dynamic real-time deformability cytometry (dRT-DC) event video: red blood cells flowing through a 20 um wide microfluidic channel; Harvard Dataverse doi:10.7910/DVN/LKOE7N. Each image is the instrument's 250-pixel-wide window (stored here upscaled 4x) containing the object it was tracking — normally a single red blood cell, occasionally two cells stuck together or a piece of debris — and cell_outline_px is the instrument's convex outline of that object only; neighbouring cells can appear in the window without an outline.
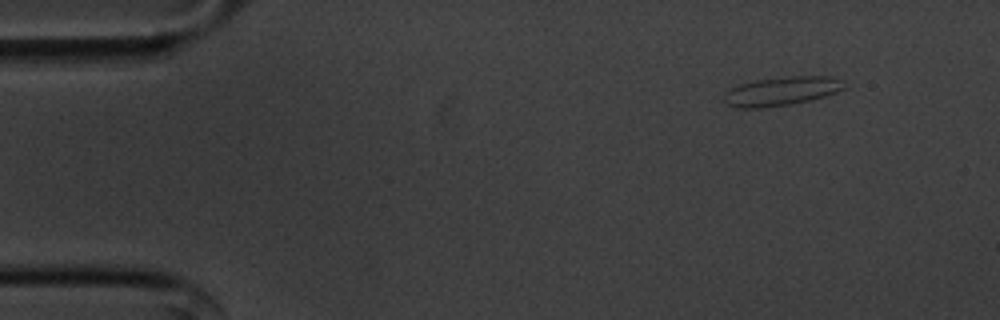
{"species": "common noctule bat (a hibernating species)", "species_latin": "Nyctalus noctula", "temperature_condition": "cold", "stored_images_in_passage": 50, "camera_frame_rate_fps": 3000, "um_per_image_px": 0.085, "animal": {"sex": "male", "body_mass_g": 20.1, "forearm_length_mm": 53.5}, "frame": {"image": 1, "passage_image": 1, "time_ms": 0.0, "image_size_px": [1000, 320], "cell_outline_px": [[844, 88], [836, 92], [824, 96], [808, 100], [788, 104], [764, 108], [740, 108], [728, 104], [724, 100], [724, 92], [740, 84], [756, 80], [788, 76], [832, 76], [844, 80]], "centroid_in_image_um": [66.44, 7.74], "position_along_channel_um": 18.6, "area_um2": 20.06}}
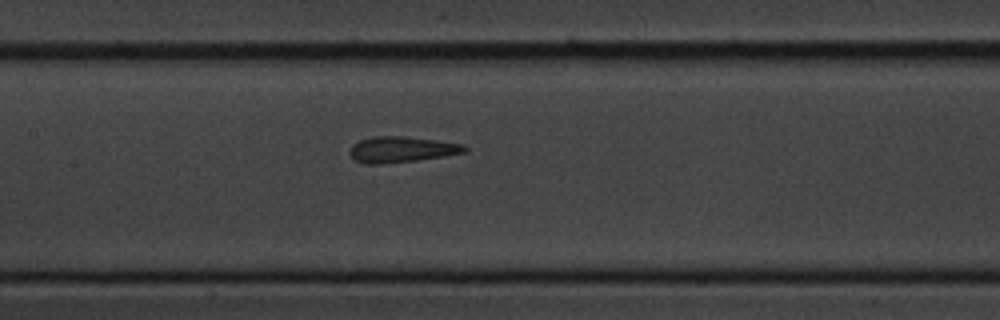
{"frame": {"image": 2, "passage_image": 21, "time_ms": 6.667, "image_size_px": [1000, 320], "cell_outline_px": [[468, 148], [464, 152], [444, 156], [416, 160], [380, 164], [368, 164], [356, 160], [348, 152], [352, 144], [360, 140], [372, 136], [404, 136], [464, 144]], "centroid_in_image_um": [34.1, 12.69], "position_along_channel_um": 173.3, "area_um2": 17.17}}
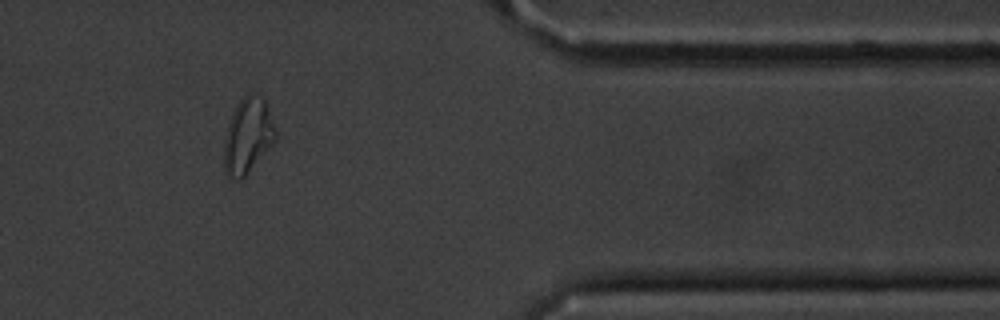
{"frame": {"image": 3, "passage_image": 41, "time_ms": 13.333, "image_size_px": [1000, 320], "cell_outline_px": [[276, 140], [248, 172], [240, 180], [236, 180], [228, 176], [224, 172], [224, 140], [228, 124], [232, 112], [240, 100], [248, 92], [252, 92], [264, 100], [272, 120], [276, 132]], "centroid_in_image_um": [21.04, 11.55], "position_along_channel_um": 390.4, "area_um2": 22.37}, "authors_computed_cell_mechanics": {"area_um2": 17.918, "velocity_mm_per_s": 3.597, "shape_relaxation_time_tau1_ms": 7.6081, "shape_relaxation_time_tau2_ms": 1.5654, "deformation_change_tau1": 0.1744, "deformation_change_tau2": 0.0783}}